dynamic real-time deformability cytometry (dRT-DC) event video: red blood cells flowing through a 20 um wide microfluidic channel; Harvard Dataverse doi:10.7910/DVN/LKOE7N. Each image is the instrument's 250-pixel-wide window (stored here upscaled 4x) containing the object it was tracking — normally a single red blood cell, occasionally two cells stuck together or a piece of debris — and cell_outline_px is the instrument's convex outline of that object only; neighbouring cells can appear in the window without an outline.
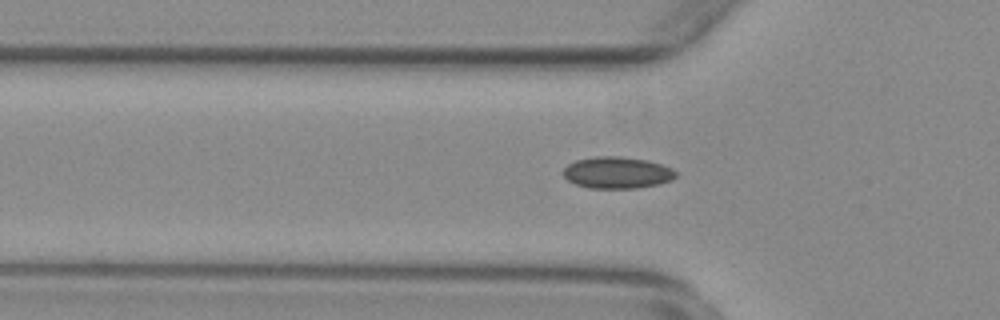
{"species": "common noctule bat (a hibernating species)", "species_latin": "Nyctalus noctula", "temperature_condition": "warm", "stored_images_in_passage": 35, "camera_frame_rate_fps": 3000, "um_per_image_px": 0.085, "animal": {"sex": "female", "body_mass_g": 29.2, "forearm_length_mm": 56.3}, "frame": {"image": 1, "passage_image": 5, "time_ms": 1.333, "image_size_px": [1000, 320], "cell_outline_px": [[676, 176], [672, 180], [660, 184], [636, 188], [588, 188], [576, 184], [568, 180], [564, 176], [564, 168], [568, 164], [576, 160], [596, 156], [620, 156], [648, 160], [672, 168], [676, 172]], "centroid_in_image_um": [52.47, 14.67], "position_along_channel_um": 73.3, "area_um2": 20.81}}
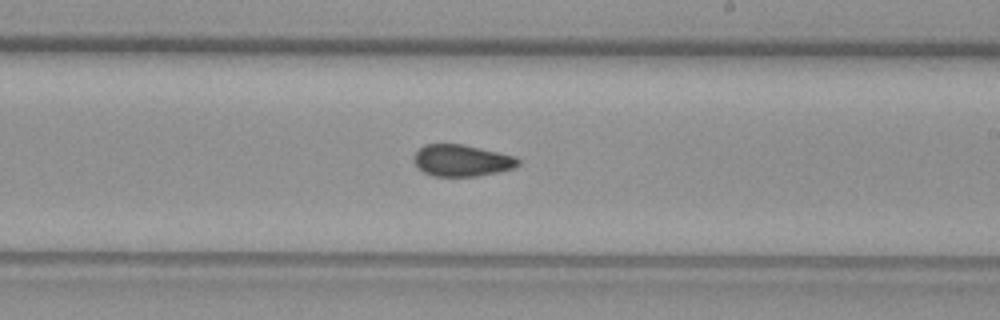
{"frame": {"image": 2, "passage_image": 19, "time_ms": 6.0, "image_size_px": [1000, 320], "cell_outline_px": [[520, 164], [516, 168], [476, 176], [432, 176], [416, 168], [412, 160], [416, 152], [424, 144], [464, 144], [516, 156], [520, 160]], "centroid_in_image_um": [39.24, 13.64], "position_along_channel_um": 249.8, "area_um2": 19.48}}
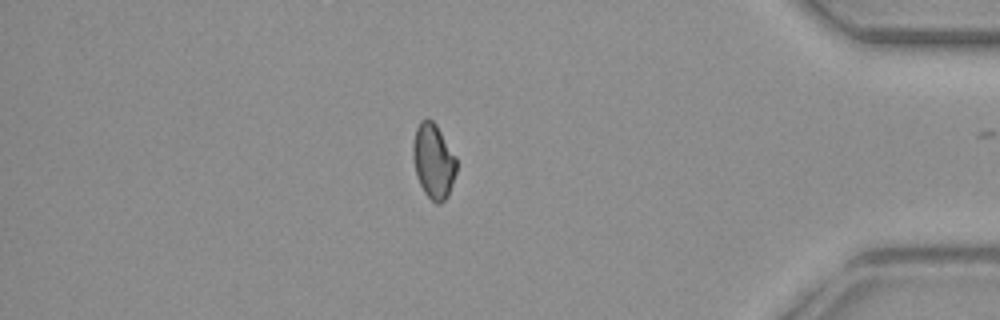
{"frame": {"image": 3, "passage_image": 34, "time_ms": 11.0, "image_size_px": [1000, 320], "cell_outline_px": [[456, 172], [448, 196], [440, 204], [436, 204], [424, 192], [416, 176], [412, 156], [412, 148], [416, 128], [420, 120], [432, 120], [436, 124], [456, 156]], "centroid_in_image_um": [36.84, 13.7], "position_along_channel_um": 398.4, "area_um2": 18.96}, "authors_computed_cell_mechanics": {"area_um2": 19.5942, "velocity_mm_per_s": 3.7677, "shape_relaxation_time_tau1_ms": null, "shape_relaxation_time_tau2_ms": 2.1288, "deformation_change_tau1": null, "deformation_change_tau2": 0.0662}}